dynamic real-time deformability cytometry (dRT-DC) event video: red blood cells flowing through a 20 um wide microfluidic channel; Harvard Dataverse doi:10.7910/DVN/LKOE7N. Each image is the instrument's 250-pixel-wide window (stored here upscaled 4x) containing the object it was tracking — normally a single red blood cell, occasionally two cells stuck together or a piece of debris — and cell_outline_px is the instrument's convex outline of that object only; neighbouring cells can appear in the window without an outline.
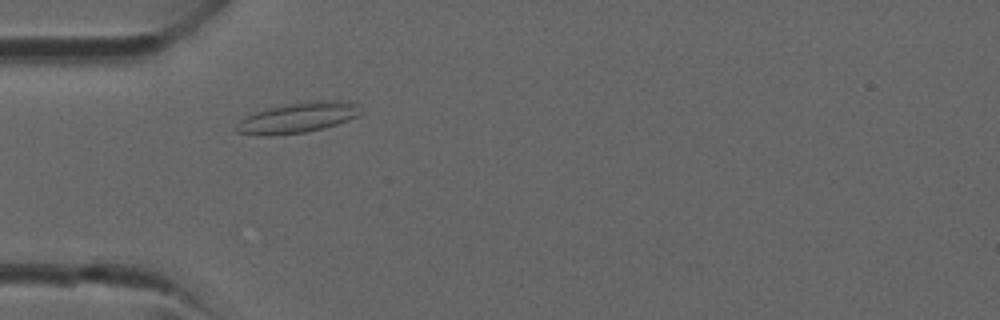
{"species": "common noctule bat (a hibernating species)", "species_latin": "Nyctalus noctula", "temperature_condition": "room temperature", "stored_images_in_passage": 31, "camera_frame_rate_fps": 3000, "um_per_image_px": 0.085, "animal": {"sex": "male", "forearm_length_mm": 52.5}, "frame": {"image": 1, "passage_image": 4, "time_ms": 1.0, "image_size_px": [1000, 320], "cell_outline_px": [[364, 112], [360, 116], [324, 128], [308, 132], [268, 136], [256, 136], [236, 132], [232, 128], [244, 116], [268, 108], [288, 104], [320, 100], [344, 100], [360, 104]], "centroid_in_image_um": [25.33, 10.01], "position_along_channel_um": 59.7, "area_um2": 22.54}}
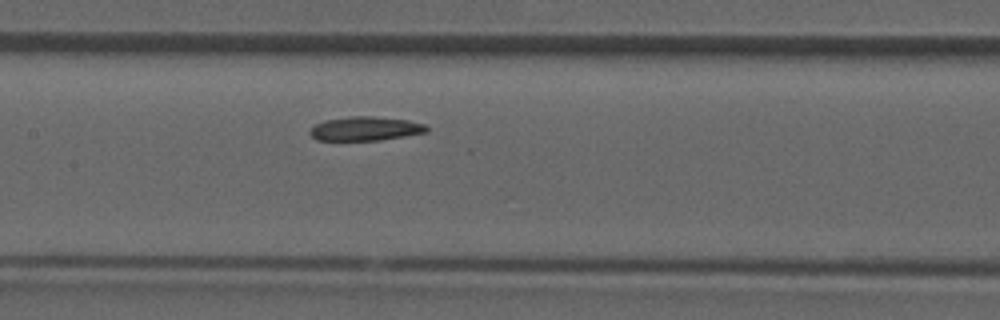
{"frame": {"image": 2, "passage_image": 11, "time_ms": 3.333, "image_size_px": [1000, 320], "cell_outline_px": [[428, 132], [380, 140], [316, 140], [308, 132], [316, 124], [324, 120], [352, 116], [372, 116], [408, 120], [424, 124], [428, 128]], "centroid_in_image_um": [31.05, 10.93], "position_along_channel_um": 176.3, "area_um2": 16.24}}
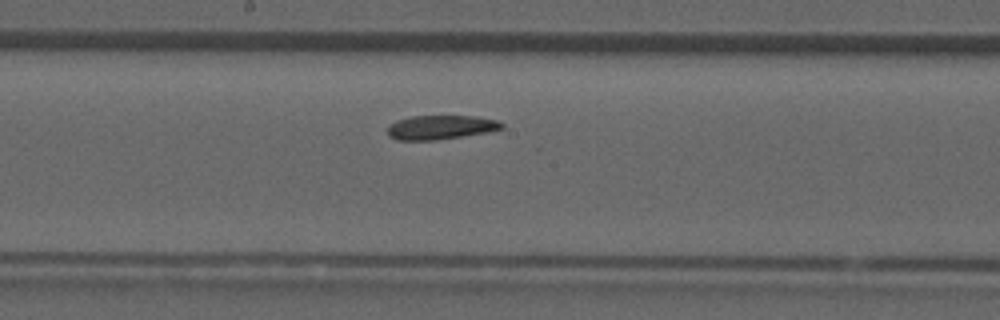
{"frame": {"image": 3, "passage_image": 13, "time_ms": 4.0, "image_size_px": [1000, 320], "cell_outline_px": [[504, 128], [488, 132], [436, 140], [396, 140], [388, 136], [388, 128], [396, 120], [412, 116], [476, 116], [496, 120], [504, 124]], "centroid_in_image_um": [37.46, 10.82], "position_along_channel_um": 210.7, "area_um2": 16.01}}